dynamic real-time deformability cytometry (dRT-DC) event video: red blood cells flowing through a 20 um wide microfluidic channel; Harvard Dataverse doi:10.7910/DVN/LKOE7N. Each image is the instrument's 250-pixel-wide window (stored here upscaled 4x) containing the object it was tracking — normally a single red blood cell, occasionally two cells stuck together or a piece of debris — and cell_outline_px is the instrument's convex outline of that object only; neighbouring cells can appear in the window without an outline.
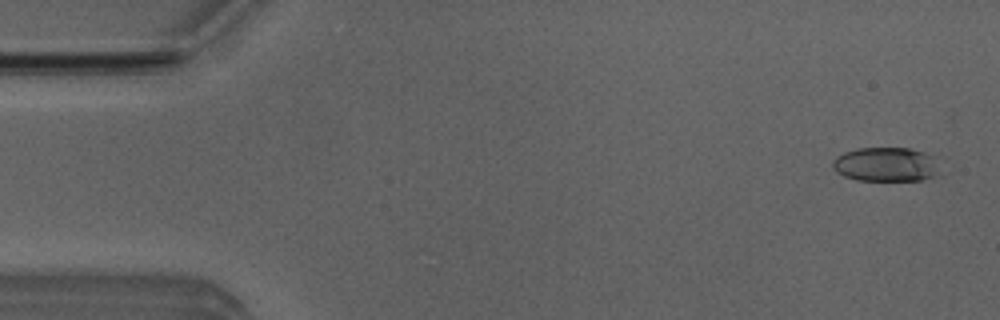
{"species": "Egyptian fruit bat (a non-hibernating species)", "species_latin": "Rousettus aegyptiacus", "temperature_condition": "room temperature", "stored_images_in_passage": 51, "camera_frame_rate_fps": 3000, "um_per_image_px": 0.085, "animal": {"sex": "male"}, "frame": {"image": 1, "passage_image": 2, "time_ms": 0.333, "image_size_px": [1000, 320], "cell_outline_px": [[932, 176], [920, 180], [856, 180], [844, 176], [836, 172], [832, 168], [832, 160], [836, 156], [844, 152], [856, 148], [908, 148], [924, 152], [928, 156], [932, 172]], "centroid_in_image_um": [75.06, 13.97], "position_along_channel_um": 9.9, "area_um2": 20.46}}
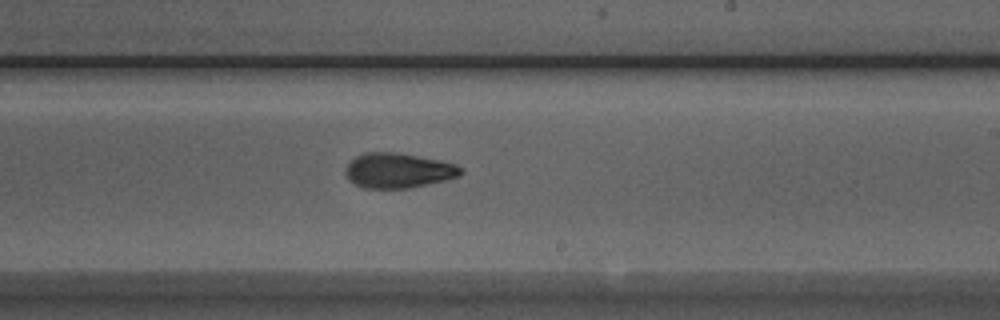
{"frame": {"image": 2, "passage_image": 30, "time_ms": 9.667, "image_size_px": [1000, 320], "cell_outline_px": [[464, 172], [460, 176], [444, 180], [408, 188], [364, 188], [348, 180], [344, 172], [348, 164], [356, 156], [364, 152], [396, 152], [440, 160], [456, 164], [464, 168]], "centroid_in_image_um": [33.86, 14.48], "position_along_channel_um": 255.1, "area_um2": 23.52}}
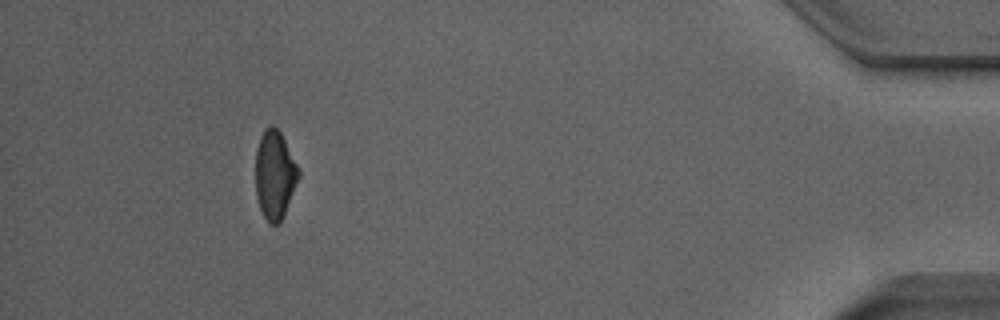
{"frame": {"image": 3, "passage_image": 47, "time_ms": 15.333, "image_size_px": [1000, 320], "cell_outline_px": [[300, 176], [284, 216], [280, 224], [268, 224], [260, 208], [256, 196], [256, 148], [260, 136], [264, 128], [272, 124], [280, 132], [300, 168]], "centroid_in_image_um": [23.37, 14.87], "position_along_channel_um": 411.8, "area_um2": 22.48}, "authors_computed_cell_mechanics": {"area_um2": 22.8888, "velocity_mm_per_s": 3.9588, "shape_relaxation_time_tau1_ms": 5.8902, "shape_relaxation_time_tau2_ms": 3.3888, "deformation_change_tau1": 0.1603, "deformation_change_tau2": 0.1094}}